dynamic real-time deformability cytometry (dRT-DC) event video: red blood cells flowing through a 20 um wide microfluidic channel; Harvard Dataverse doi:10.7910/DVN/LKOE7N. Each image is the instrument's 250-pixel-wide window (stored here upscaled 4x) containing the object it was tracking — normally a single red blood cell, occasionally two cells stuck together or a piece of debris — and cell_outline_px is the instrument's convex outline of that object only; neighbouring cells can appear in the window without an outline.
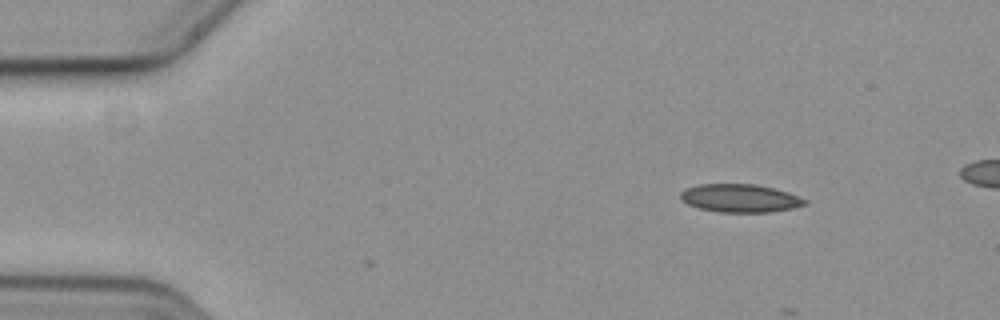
{"species": "common noctule bat (a hibernating species)", "species_latin": "Nyctalus noctula", "temperature_condition": "cold", "stored_images_in_passage": 3, "camera_frame_rate_fps": 3000, "um_per_image_px": 0.085, "animal": {"sex": "female", "body_mass_g": 19.3, "forearm_length_mm": 54.1}, "frame": {"image": 1, "passage_image": 1, "time_ms": 0.0, "image_size_px": [1000, 320], "cell_outline_px": [[808, 204], [792, 208], [768, 212], [720, 212], [700, 208], [688, 204], [680, 200], [680, 192], [688, 188], [700, 184], [756, 184], [788, 192], [808, 200]], "centroid_in_image_um": [62.91, 16.84], "position_along_channel_um": 22.1, "area_um2": 20.29}}